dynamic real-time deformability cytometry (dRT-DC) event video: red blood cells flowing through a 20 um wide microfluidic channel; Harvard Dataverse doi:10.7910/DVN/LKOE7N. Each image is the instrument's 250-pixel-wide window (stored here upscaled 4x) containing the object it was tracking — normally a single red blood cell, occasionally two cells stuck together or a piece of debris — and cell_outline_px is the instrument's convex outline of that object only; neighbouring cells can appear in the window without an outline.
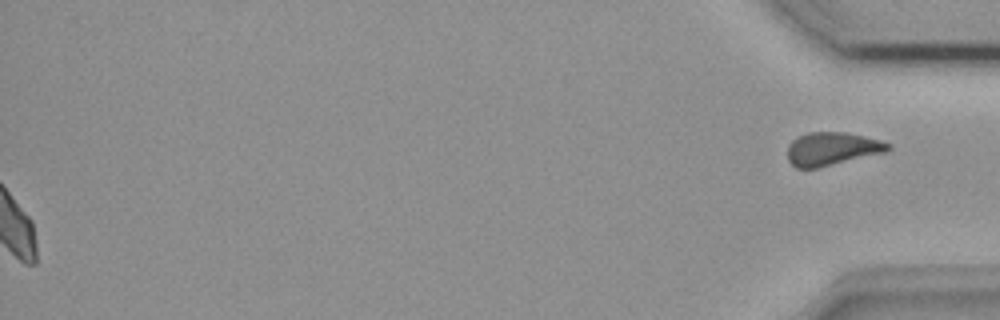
{"species": "common noctule bat (a hibernating species)", "species_latin": "Nyctalus noctula", "temperature_condition": "room temperature", "stored_images_in_passage": 44, "segment_of_instrument_passage": [2, 2], "camera_frame_rate_fps": 3000, "um_per_image_px": 0.085, "animal": {"sex": "female", "body_mass_g": 18.4}, "frame": {"image": 1, "passage_image": 44, "time_ms": 14.333, "image_size_px": [1000, 320], "cell_outline_px": [[892, 148], [888, 152], [820, 168], [796, 168], [788, 160], [788, 144], [796, 136], [808, 132], [844, 132], [864, 136], [880, 140], [892, 144]], "centroid_in_image_um": [70.75, 12.65], "position_along_channel_um": 364.5, "area_um2": 19.88}}